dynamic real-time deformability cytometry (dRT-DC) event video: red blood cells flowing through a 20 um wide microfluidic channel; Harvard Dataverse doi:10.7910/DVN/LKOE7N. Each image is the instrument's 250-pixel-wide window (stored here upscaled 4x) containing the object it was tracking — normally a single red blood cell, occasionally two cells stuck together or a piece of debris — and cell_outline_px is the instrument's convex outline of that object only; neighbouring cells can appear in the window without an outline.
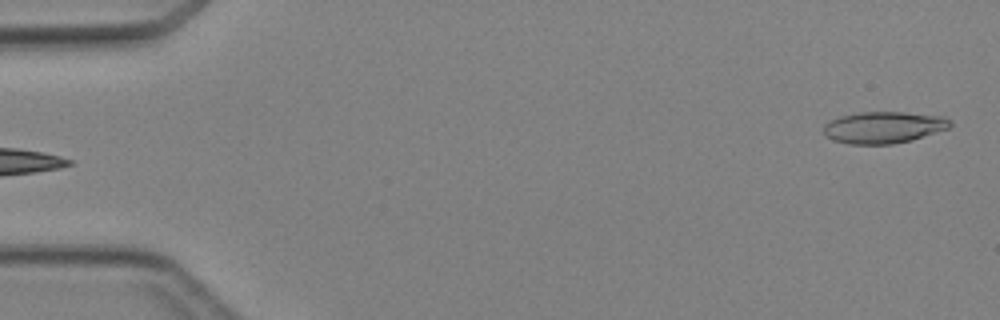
{"species": "Egyptian fruit bat (a non-hibernating species)", "species_latin": "Rousettus aegyptiacus", "temperature_condition": "cold", "stored_images_in_passage": 4, "camera_frame_rate_fps": 3000, "um_per_image_px": 0.085, "animal": {"sex": "female"}, "frame": {"image": 1, "passage_image": 4, "time_ms": 4.333, "image_size_px": [1000, 320], "cell_outline_px": [[952, 124], [948, 128], [912, 140], [892, 144], [848, 144], [832, 140], [824, 132], [824, 124], [828, 120], [840, 116], [860, 112], [904, 112], [944, 116], [952, 120]], "centroid_in_image_um": [75.11, 10.82], "position_along_channel_um": 9.9, "area_um2": 23.47}}